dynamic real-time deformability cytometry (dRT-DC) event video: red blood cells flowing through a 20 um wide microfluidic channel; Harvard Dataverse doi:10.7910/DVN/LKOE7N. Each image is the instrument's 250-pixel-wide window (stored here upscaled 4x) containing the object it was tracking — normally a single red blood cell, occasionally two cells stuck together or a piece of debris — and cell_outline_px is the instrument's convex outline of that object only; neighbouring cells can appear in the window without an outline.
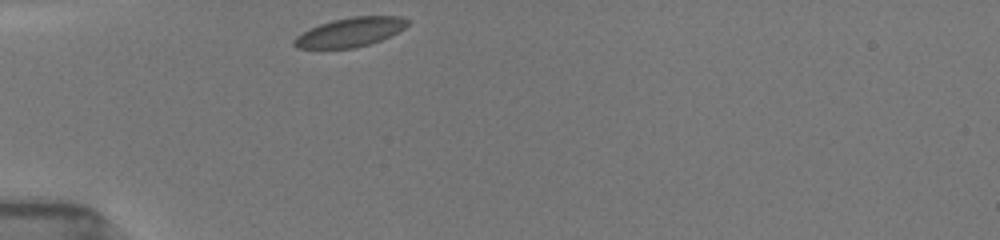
{"species": "common noctule bat (a hibernating species)", "species_latin": "Nyctalus noctula", "temperature_condition": "room temperature", "stored_images_in_passage": 11, "camera_frame_rate_fps": 3000, "um_per_image_px": 0.085, "animal": {"sex": "female", "body_mass_g": 19.5, "forearm_length_mm": 54.1}, "frame": {"image": 1, "passage_image": 1, "time_ms": 0.0, "image_size_px": [1000, 240], "cell_outline_px": [[408, 24], [404, 28], [380, 40], [356, 48], [296, 48], [292, 44], [292, 40], [296, 36], [320, 24], [332, 20], [352, 16], [400, 16], [408, 20]], "centroid_in_image_um": [29.74, 2.73], "position_along_channel_um": 55.3, "area_um2": 19.02}}
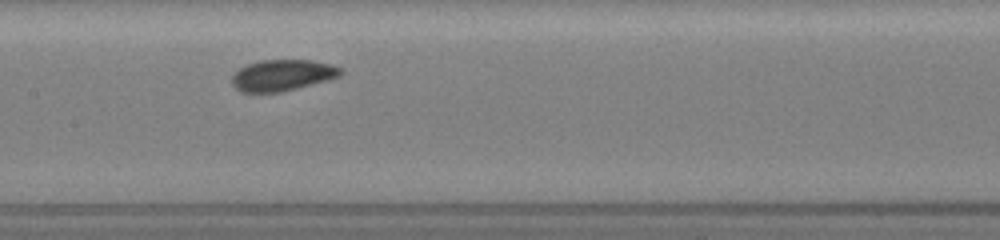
{"frame": {"image": 2, "passage_image": 8, "time_ms": 3.667, "image_size_px": [1000, 240], "cell_outline_px": [[344, 72], [340, 76], [328, 80], [280, 92], [240, 92], [232, 84], [232, 76], [240, 68], [248, 64], [260, 60], [312, 60], [332, 64], [344, 68]], "centroid_in_image_um": [24.05, 6.38], "position_along_channel_um": 183.4, "area_um2": 19.83}}
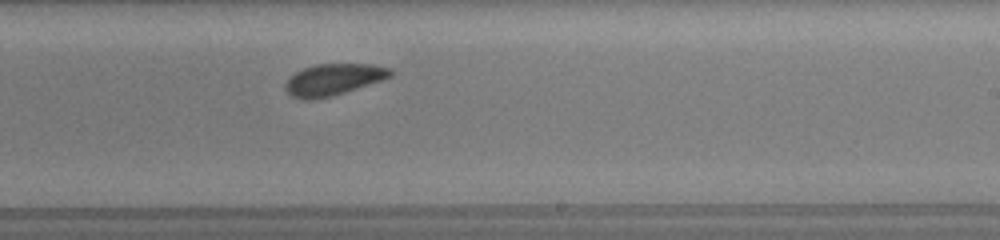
{"frame": {"image": 3, "passage_image": 11, "time_ms": 5.667, "image_size_px": [1000, 240], "cell_outline_px": [[396, 72], [392, 76], [384, 80], [332, 96], [312, 100], [304, 100], [292, 96], [284, 88], [284, 84], [296, 72], [304, 68], [316, 64], [372, 64], [392, 68]], "centroid_in_image_um": [28.4, 6.76], "position_along_channel_um": 260.6, "area_um2": 19.48}}